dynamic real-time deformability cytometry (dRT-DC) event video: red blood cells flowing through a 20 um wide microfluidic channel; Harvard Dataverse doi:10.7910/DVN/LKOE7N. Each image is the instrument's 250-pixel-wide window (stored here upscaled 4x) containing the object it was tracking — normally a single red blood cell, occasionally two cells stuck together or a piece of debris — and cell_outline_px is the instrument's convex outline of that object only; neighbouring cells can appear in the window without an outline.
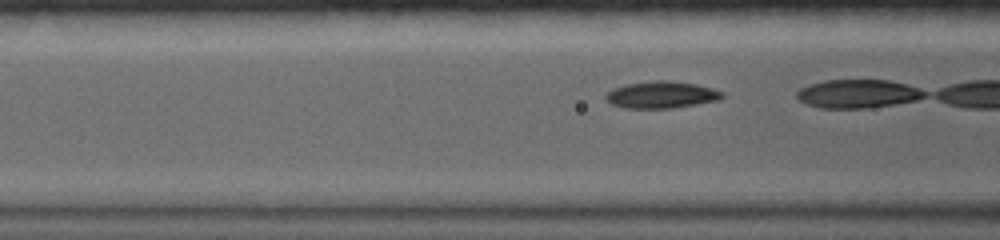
{"species": "common noctule bat (a hibernating species)", "species_latin": "Nyctalus noctula", "temperature_condition": "warm", "stored_images_in_passage": 12, "camera_frame_rate_fps": 5000, "um_per_image_px": 0.085, "animal": {"sex": "female", "body_mass_g": 19.0, "forearm_length_mm": 56.7}, "frame": {"image": 1, "passage_image": 4, "time_ms": 1.4, "image_size_px": [1000, 240], "cell_outline_px": [[724, 96], [720, 100], [672, 108], [624, 108], [612, 104], [604, 96], [612, 88], [628, 84], [652, 80], [664, 80], [696, 84], [712, 88], [724, 92]], "centroid_in_image_um": [56.24, 8.05], "position_along_channel_um": 110.4, "area_um2": 18.21}}